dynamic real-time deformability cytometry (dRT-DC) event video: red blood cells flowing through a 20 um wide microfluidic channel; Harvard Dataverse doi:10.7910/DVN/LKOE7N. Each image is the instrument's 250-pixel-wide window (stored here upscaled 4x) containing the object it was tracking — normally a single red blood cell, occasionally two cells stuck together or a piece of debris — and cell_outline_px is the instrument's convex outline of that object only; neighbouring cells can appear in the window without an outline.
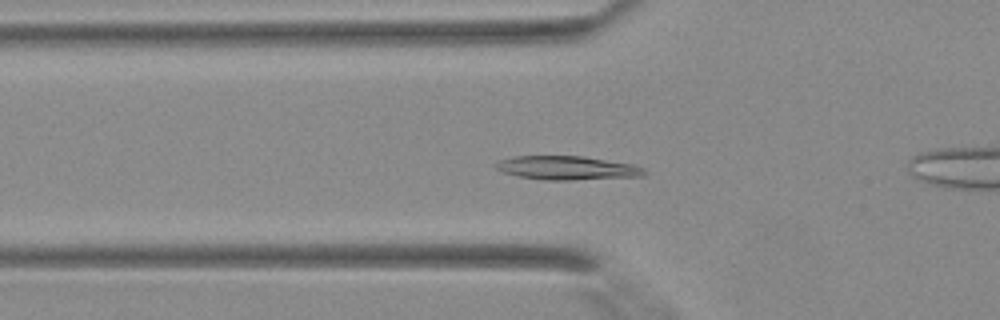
{"species": "Egyptian fruit bat (a non-hibernating species)", "species_latin": "Rousettus aegyptiacus", "temperature_condition": "warm", "stored_images_in_passage": 30, "camera_frame_rate_fps": 3000, "um_per_image_px": 0.085, "animal": {"sex": "female"}, "frame": {"image": 1, "passage_image": 2, "time_ms": 0.333, "image_size_px": [1000, 320], "cell_outline_px": [[648, 172], [644, 176], [572, 180], [544, 180], [516, 176], [504, 172], [496, 168], [492, 164], [500, 160], [516, 156], [584, 156], [632, 164], [644, 168]], "centroid_in_image_um": [48.21, 14.28], "position_along_channel_um": 77.6, "area_um2": 20.69}}
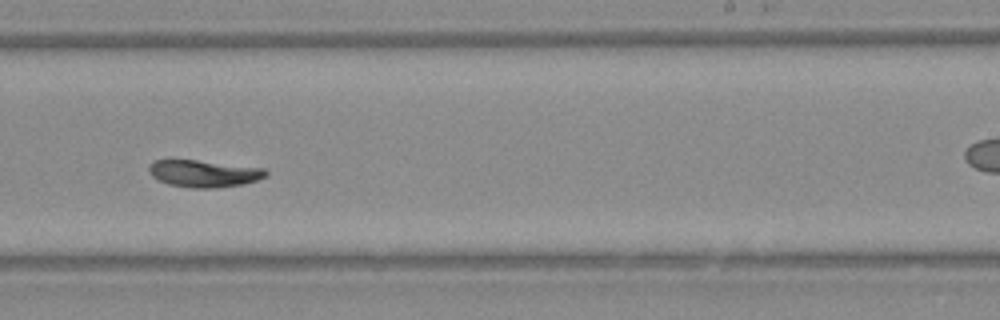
{"frame": {"image": 2, "passage_image": 14, "time_ms": 4.333, "image_size_px": [1000, 320], "cell_outline_px": [[268, 176], [244, 184], [216, 188], [192, 188], [168, 184], [152, 176], [148, 168], [148, 164], [156, 160], [196, 160], [264, 168], [268, 172]], "centroid_in_image_um": [17.35, 14.75], "position_along_channel_um": 271.7, "area_um2": 18.38}}
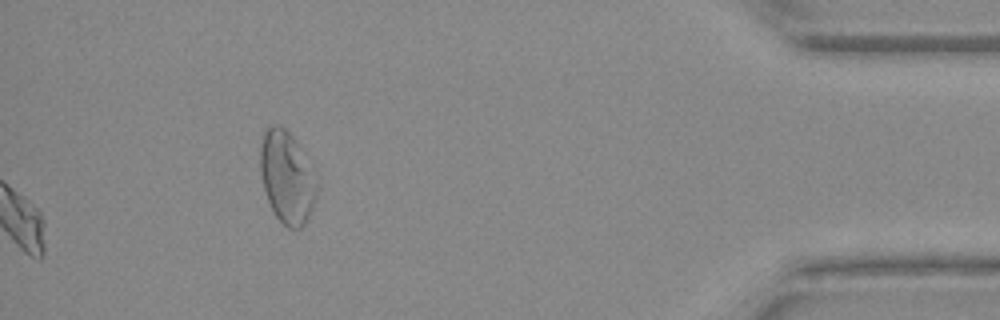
{"frame": {"image": 3, "passage_image": 30, "time_ms": 9.667, "image_size_px": [1000, 320], "cell_outline_px": [[320, 176], [316, 196], [312, 208], [304, 224], [300, 228], [288, 228], [276, 216], [268, 200], [264, 188], [260, 172], [260, 148], [264, 132], [272, 124], [284, 128], [292, 136], [316, 168]], "centroid_in_image_um": [24.45, 15.05], "position_along_channel_um": 410.8, "area_um2": 30.75}}